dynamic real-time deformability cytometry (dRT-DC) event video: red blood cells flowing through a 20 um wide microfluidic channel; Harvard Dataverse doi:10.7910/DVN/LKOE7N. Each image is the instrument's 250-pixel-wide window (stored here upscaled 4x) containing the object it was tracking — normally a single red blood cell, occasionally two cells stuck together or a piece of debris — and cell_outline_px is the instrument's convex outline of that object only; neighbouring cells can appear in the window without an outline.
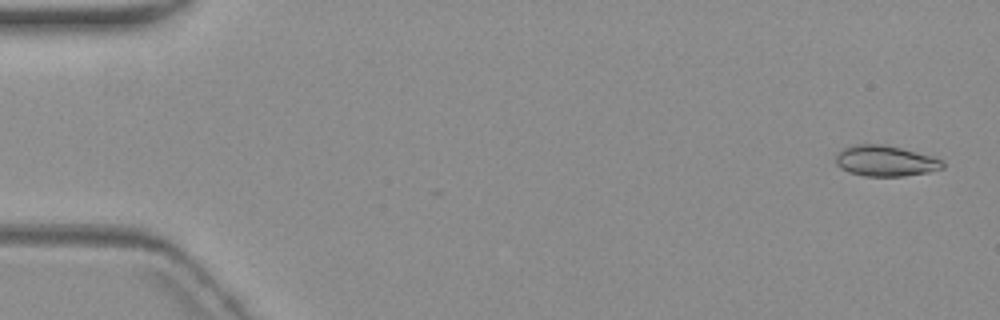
{"species": "common noctule bat (a hibernating species)", "species_latin": "Nyctalus noctula", "temperature_condition": "warm", "stored_images_in_passage": 5, "camera_frame_rate_fps": 3000, "um_per_image_px": 0.085, "animal": {"sex": "female", "body_mass_g": 19.3, "forearm_length_mm": 54.1}, "frame": {"image": 1, "passage_image": 1, "time_ms": 0.0, "image_size_px": [1000, 320], "cell_outline_px": [[944, 168], [928, 172], [904, 176], [864, 176], [848, 172], [840, 168], [836, 164], [836, 156], [844, 148], [856, 144], [884, 144], [932, 156], [944, 160]], "centroid_in_image_um": [75.27, 13.68], "position_along_channel_um": 9.7, "area_um2": 19.13}}
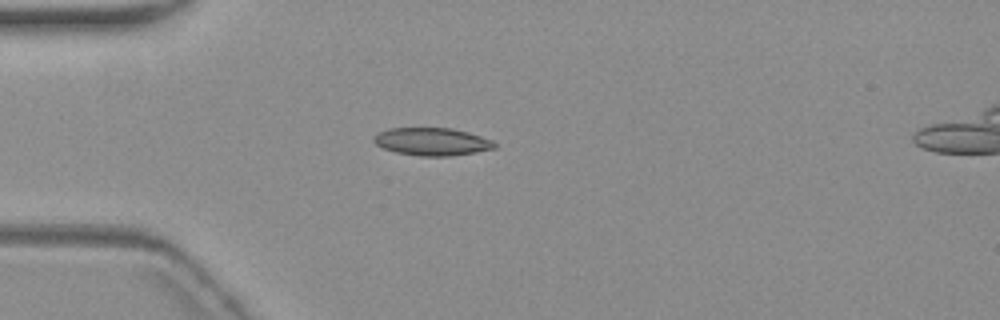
{"frame": {"image": 2, "passage_image": 5, "time_ms": 4.667, "image_size_px": [1000, 320], "cell_outline_px": [[496, 148], [476, 152], [452, 156], [420, 156], [396, 152], [384, 148], [376, 144], [372, 140], [372, 136], [376, 132], [388, 128], [452, 128], [468, 132], [492, 140], [496, 144]], "centroid_in_image_um": [36.69, 12.03], "position_along_channel_um": 48.3, "area_um2": 19.65}}